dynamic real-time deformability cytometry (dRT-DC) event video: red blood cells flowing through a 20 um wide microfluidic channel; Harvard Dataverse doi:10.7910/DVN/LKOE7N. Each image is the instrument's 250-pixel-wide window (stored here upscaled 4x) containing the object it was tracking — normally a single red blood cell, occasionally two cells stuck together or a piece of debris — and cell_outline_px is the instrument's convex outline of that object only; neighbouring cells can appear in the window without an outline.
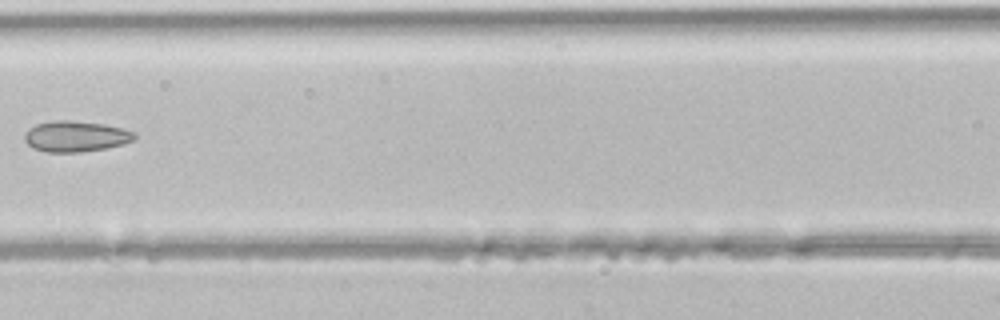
{"species": "common noctule bat (a hibernating species)", "species_latin": "Nyctalus noctula", "temperature_condition": "room temperature", "stored_images_in_passage": 5, "camera_frame_rate_fps": 3000, "um_per_image_px": 0.085, "animal": {"sex": "male", "body_mass_g": 21.5, "forearm_length_mm": 52.0}, "frame": {"image": 1, "passage_image": 5, "time_ms": 1.333, "image_size_px": [1000, 320], "cell_outline_px": [[136, 136], [132, 140], [124, 144], [104, 148], [80, 152], [48, 152], [32, 148], [24, 140], [24, 132], [28, 128], [36, 124], [52, 120], [68, 120], [104, 124], [136, 132]], "centroid_in_image_um": [6.39, 11.58], "position_along_channel_um": 160.2, "area_um2": 19.77}}